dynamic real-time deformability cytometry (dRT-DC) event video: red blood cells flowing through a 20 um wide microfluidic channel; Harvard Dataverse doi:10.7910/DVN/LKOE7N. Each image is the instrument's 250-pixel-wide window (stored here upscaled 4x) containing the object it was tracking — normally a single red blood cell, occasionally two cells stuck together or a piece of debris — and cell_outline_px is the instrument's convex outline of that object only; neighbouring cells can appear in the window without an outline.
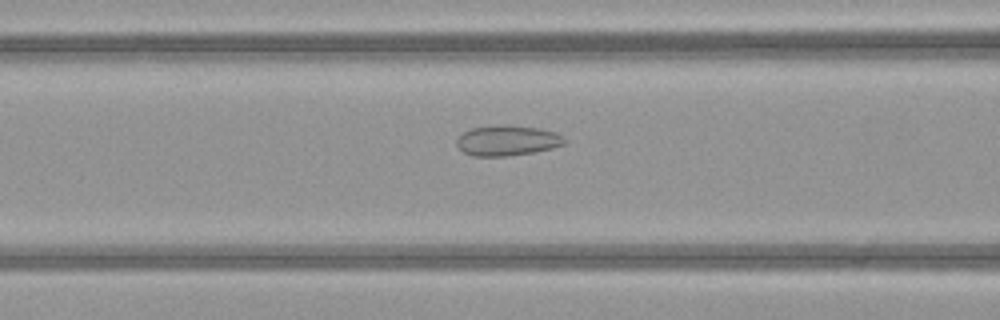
{"species": "common noctule bat (a hibernating species)", "species_latin": "Nyctalus noctula", "temperature_condition": "warm", "stored_images_in_passage": 19, "camera_frame_rate_fps": 3000, "um_per_image_px": 0.085, "animal": {"sex": "female", "body_mass_g": 21.9}, "frame": {"image": 1, "passage_image": 14, "time_ms": 4.333, "image_size_px": [1000, 320], "cell_outline_px": [[568, 140], [564, 144], [552, 148], [536, 152], [504, 156], [472, 156], [464, 152], [456, 144], [456, 140], [464, 132], [472, 128], [500, 124], [504, 124], [540, 128], [556, 132], [564, 136]], "centroid_in_image_um": [43.16, 11.93], "position_along_channel_um": 123.4, "area_um2": 19.25}}